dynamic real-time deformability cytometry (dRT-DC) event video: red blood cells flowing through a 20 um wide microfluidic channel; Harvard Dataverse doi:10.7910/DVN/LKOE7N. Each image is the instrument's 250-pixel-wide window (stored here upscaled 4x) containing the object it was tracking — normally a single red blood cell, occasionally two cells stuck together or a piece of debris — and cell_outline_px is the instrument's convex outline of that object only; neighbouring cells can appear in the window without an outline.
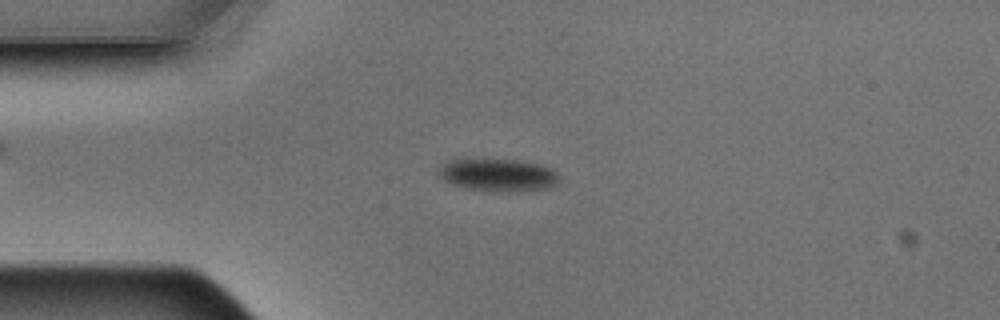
{"species": "Egyptian fruit bat (a non-hibernating species)", "species_latin": "Rousettus aegyptiacus", "temperature_condition": "warm", "stored_images_in_passage": 4, "camera_frame_rate_fps": 3000, "um_per_image_px": 0.085, "animal": {"sex": "male"}, "frame": {"image": 1, "passage_image": 3, "time_ms": 0.667, "image_size_px": [1000, 320], "cell_outline_px": [[560, 180], [556, 184], [544, 188], [492, 192], [468, 188], [452, 184], [444, 180], [440, 176], [440, 164], [444, 160], [516, 160], [540, 164], [552, 168], [560, 176]], "centroid_in_image_um": [42.33, 14.86], "position_along_channel_um": 42.7, "area_um2": 22.54}}